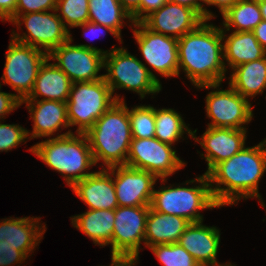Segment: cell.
<instances>
[{
	"mask_svg": "<svg viewBox=\"0 0 266 266\" xmlns=\"http://www.w3.org/2000/svg\"><path fill=\"white\" fill-rule=\"evenodd\" d=\"M265 172L266 138L253 147L245 146L207 173L215 202L222 207L237 204L242 198L256 197L264 208L258 185Z\"/></svg>",
	"mask_w": 266,
	"mask_h": 266,
	"instance_id": "cell-1",
	"label": "cell"
},
{
	"mask_svg": "<svg viewBox=\"0 0 266 266\" xmlns=\"http://www.w3.org/2000/svg\"><path fill=\"white\" fill-rule=\"evenodd\" d=\"M207 21L178 39V76L183 70L195 87L222 83L226 78L222 30Z\"/></svg>",
	"mask_w": 266,
	"mask_h": 266,
	"instance_id": "cell-2",
	"label": "cell"
},
{
	"mask_svg": "<svg viewBox=\"0 0 266 266\" xmlns=\"http://www.w3.org/2000/svg\"><path fill=\"white\" fill-rule=\"evenodd\" d=\"M56 137L48 138L30 147L37 158L48 167L62 175L69 187L94 171H89L95 165L89 141L85 133L76 135L68 130ZM87 170V171H86Z\"/></svg>",
	"mask_w": 266,
	"mask_h": 266,
	"instance_id": "cell-3",
	"label": "cell"
},
{
	"mask_svg": "<svg viewBox=\"0 0 266 266\" xmlns=\"http://www.w3.org/2000/svg\"><path fill=\"white\" fill-rule=\"evenodd\" d=\"M85 135L95 165L99 161H102V168L106 169L126 165L132 135L125 101L115 102Z\"/></svg>",
	"mask_w": 266,
	"mask_h": 266,
	"instance_id": "cell-4",
	"label": "cell"
},
{
	"mask_svg": "<svg viewBox=\"0 0 266 266\" xmlns=\"http://www.w3.org/2000/svg\"><path fill=\"white\" fill-rule=\"evenodd\" d=\"M195 182L199 185L194 187L164 185L158 190L154 189L150 208L163 214L183 217L190 223L203 221L200 210L220 208V206L213 198L207 174L187 180L182 185L195 184Z\"/></svg>",
	"mask_w": 266,
	"mask_h": 266,
	"instance_id": "cell-5",
	"label": "cell"
},
{
	"mask_svg": "<svg viewBox=\"0 0 266 266\" xmlns=\"http://www.w3.org/2000/svg\"><path fill=\"white\" fill-rule=\"evenodd\" d=\"M104 56V79L109 85L116 102H124V98L114 92L116 89H125L139 94L143 99L146 95H155L162 89L157 76L146 64L136 56L130 54L124 47H115L106 50Z\"/></svg>",
	"mask_w": 266,
	"mask_h": 266,
	"instance_id": "cell-6",
	"label": "cell"
},
{
	"mask_svg": "<svg viewBox=\"0 0 266 266\" xmlns=\"http://www.w3.org/2000/svg\"><path fill=\"white\" fill-rule=\"evenodd\" d=\"M116 102L105 79L93 82H74L67 103L70 127L76 133H86Z\"/></svg>",
	"mask_w": 266,
	"mask_h": 266,
	"instance_id": "cell-7",
	"label": "cell"
},
{
	"mask_svg": "<svg viewBox=\"0 0 266 266\" xmlns=\"http://www.w3.org/2000/svg\"><path fill=\"white\" fill-rule=\"evenodd\" d=\"M52 12L42 11L14 16L9 22L18 26V30L22 29L20 26L24 24L27 32L20 35L13 29L11 38L49 55L71 37L70 30L65 27L56 10Z\"/></svg>",
	"mask_w": 266,
	"mask_h": 266,
	"instance_id": "cell-8",
	"label": "cell"
},
{
	"mask_svg": "<svg viewBox=\"0 0 266 266\" xmlns=\"http://www.w3.org/2000/svg\"><path fill=\"white\" fill-rule=\"evenodd\" d=\"M5 56L2 84L9 85L18 93L16 97L23 101L31 94L39 69L48 54L11 38Z\"/></svg>",
	"mask_w": 266,
	"mask_h": 266,
	"instance_id": "cell-9",
	"label": "cell"
},
{
	"mask_svg": "<svg viewBox=\"0 0 266 266\" xmlns=\"http://www.w3.org/2000/svg\"><path fill=\"white\" fill-rule=\"evenodd\" d=\"M150 205L118 206L112 234V258L137 264Z\"/></svg>",
	"mask_w": 266,
	"mask_h": 266,
	"instance_id": "cell-10",
	"label": "cell"
},
{
	"mask_svg": "<svg viewBox=\"0 0 266 266\" xmlns=\"http://www.w3.org/2000/svg\"><path fill=\"white\" fill-rule=\"evenodd\" d=\"M221 83L196 86L199 89H216L206 96V115L211 122L207 127L247 129L253 118L250 100L242 97L230 85L228 89H219Z\"/></svg>",
	"mask_w": 266,
	"mask_h": 266,
	"instance_id": "cell-11",
	"label": "cell"
},
{
	"mask_svg": "<svg viewBox=\"0 0 266 266\" xmlns=\"http://www.w3.org/2000/svg\"><path fill=\"white\" fill-rule=\"evenodd\" d=\"M185 165L186 163L177 156L173 145L161 142L155 137L132 138L126 166L148 171L161 178V183H165L167 177Z\"/></svg>",
	"mask_w": 266,
	"mask_h": 266,
	"instance_id": "cell-12",
	"label": "cell"
},
{
	"mask_svg": "<svg viewBox=\"0 0 266 266\" xmlns=\"http://www.w3.org/2000/svg\"><path fill=\"white\" fill-rule=\"evenodd\" d=\"M70 39L55 48L48 58L74 82H93L104 78L98 72L104 68V51L88 44L72 45Z\"/></svg>",
	"mask_w": 266,
	"mask_h": 266,
	"instance_id": "cell-13",
	"label": "cell"
},
{
	"mask_svg": "<svg viewBox=\"0 0 266 266\" xmlns=\"http://www.w3.org/2000/svg\"><path fill=\"white\" fill-rule=\"evenodd\" d=\"M131 28L143 60L163 77L178 76V39L151 31L142 22Z\"/></svg>",
	"mask_w": 266,
	"mask_h": 266,
	"instance_id": "cell-14",
	"label": "cell"
},
{
	"mask_svg": "<svg viewBox=\"0 0 266 266\" xmlns=\"http://www.w3.org/2000/svg\"><path fill=\"white\" fill-rule=\"evenodd\" d=\"M113 175L118 206L150 205L154 185L159 180L154 174L126 165L107 168Z\"/></svg>",
	"mask_w": 266,
	"mask_h": 266,
	"instance_id": "cell-15",
	"label": "cell"
},
{
	"mask_svg": "<svg viewBox=\"0 0 266 266\" xmlns=\"http://www.w3.org/2000/svg\"><path fill=\"white\" fill-rule=\"evenodd\" d=\"M204 21L194 9L167 1L142 23L151 31L179 39Z\"/></svg>",
	"mask_w": 266,
	"mask_h": 266,
	"instance_id": "cell-16",
	"label": "cell"
},
{
	"mask_svg": "<svg viewBox=\"0 0 266 266\" xmlns=\"http://www.w3.org/2000/svg\"><path fill=\"white\" fill-rule=\"evenodd\" d=\"M197 129L192 131V139L205 151L201 153L207 162V174L219 162L231 158L240 152L246 144L247 129L207 127L203 135L196 136Z\"/></svg>",
	"mask_w": 266,
	"mask_h": 266,
	"instance_id": "cell-17",
	"label": "cell"
},
{
	"mask_svg": "<svg viewBox=\"0 0 266 266\" xmlns=\"http://www.w3.org/2000/svg\"><path fill=\"white\" fill-rule=\"evenodd\" d=\"M40 218H3L0 221V246L20 250L29 258L46 231V224L41 223Z\"/></svg>",
	"mask_w": 266,
	"mask_h": 266,
	"instance_id": "cell-18",
	"label": "cell"
},
{
	"mask_svg": "<svg viewBox=\"0 0 266 266\" xmlns=\"http://www.w3.org/2000/svg\"><path fill=\"white\" fill-rule=\"evenodd\" d=\"M23 103L26 104L30 119L34 121L33 131L27 130L29 140L40 137L51 138L58 130L70 127L66 102L39 99L23 100L21 104Z\"/></svg>",
	"mask_w": 266,
	"mask_h": 266,
	"instance_id": "cell-19",
	"label": "cell"
},
{
	"mask_svg": "<svg viewBox=\"0 0 266 266\" xmlns=\"http://www.w3.org/2000/svg\"><path fill=\"white\" fill-rule=\"evenodd\" d=\"M71 189L90 210H114L118 207L113 175L106 168L94 171L76 182Z\"/></svg>",
	"mask_w": 266,
	"mask_h": 266,
	"instance_id": "cell-20",
	"label": "cell"
},
{
	"mask_svg": "<svg viewBox=\"0 0 266 266\" xmlns=\"http://www.w3.org/2000/svg\"><path fill=\"white\" fill-rule=\"evenodd\" d=\"M220 230L201 222L190 223L182 233L179 243L200 265H216L220 246Z\"/></svg>",
	"mask_w": 266,
	"mask_h": 266,
	"instance_id": "cell-21",
	"label": "cell"
},
{
	"mask_svg": "<svg viewBox=\"0 0 266 266\" xmlns=\"http://www.w3.org/2000/svg\"><path fill=\"white\" fill-rule=\"evenodd\" d=\"M73 82L47 58L40 67L31 94L24 100H56L67 102Z\"/></svg>",
	"mask_w": 266,
	"mask_h": 266,
	"instance_id": "cell-22",
	"label": "cell"
},
{
	"mask_svg": "<svg viewBox=\"0 0 266 266\" xmlns=\"http://www.w3.org/2000/svg\"><path fill=\"white\" fill-rule=\"evenodd\" d=\"M190 224L188 220L176 215H168L149 209L146 221L144 245L152 247L160 244L177 243Z\"/></svg>",
	"mask_w": 266,
	"mask_h": 266,
	"instance_id": "cell-23",
	"label": "cell"
},
{
	"mask_svg": "<svg viewBox=\"0 0 266 266\" xmlns=\"http://www.w3.org/2000/svg\"><path fill=\"white\" fill-rule=\"evenodd\" d=\"M72 226L86 236H88L93 243L104 247L111 246L112 258V234L115 222V209H98L90 210L78 215L70 217Z\"/></svg>",
	"mask_w": 266,
	"mask_h": 266,
	"instance_id": "cell-24",
	"label": "cell"
},
{
	"mask_svg": "<svg viewBox=\"0 0 266 266\" xmlns=\"http://www.w3.org/2000/svg\"><path fill=\"white\" fill-rule=\"evenodd\" d=\"M224 60L231 70L243 63L259 60L266 50L259 44L252 31L235 32L226 36L222 31Z\"/></svg>",
	"mask_w": 266,
	"mask_h": 266,
	"instance_id": "cell-25",
	"label": "cell"
},
{
	"mask_svg": "<svg viewBox=\"0 0 266 266\" xmlns=\"http://www.w3.org/2000/svg\"><path fill=\"white\" fill-rule=\"evenodd\" d=\"M229 85L242 97L254 98L266 89V56L232 69Z\"/></svg>",
	"mask_w": 266,
	"mask_h": 266,
	"instance_id": "cell-26",
	"label": "cell"
},
{
	"mask_svg": "<svg viewBox=\"0 0 266 266\" xmlns=\"http://www.w3.org/2000/svg\"><path fill=\"white\" fill-rule=\"evenodd\" d=\"M221 15L222 31H230V28H235V32L253 31L263 20L259 0H239Z\"/></svg>",
	"mask_w": 266,
	"mask_h": 266,
	"instance_id": "cell-27",
	"label": "cell"
},
{
	"mask_svg": "<svg viewBox=\"0 0 266 266\" xmlns=\"http://www.w3.org/2000/svg\"><path fill=\"white\" fill-rule=\"evenodd\" d=\"M125 19L134 24L131 15L118 0H89V22L110 27L121 36Z\"/></svg>",
	"mask_w": 266,
	"mask_h": 266,
	"instance_id": "cell-28",
	"label": "cell"
},
{
	"mask_svg": "<svg viewBox=\"0 0 266 266\" xmlns=\"http://www.w3.org/2000/svg\"><path fill=\"white\" fill-rule=\"evenodd\" d=\"M185 133L192 138V130L188 128L180 113L172 108H155V138L173 145L182 139Z\"/></svg>",
	"mask_w": 266,
	"mask_h": 266,
	"instance_id": "cell-29",
	"label": "cell"
},
{
	"mask_svg": "<svg viewBox=\"0 0 266 266\" xmlns=\"http://www.w3.org/2000/svg\"><path fill=\"white\" fill-rule=\"evenodd\" d=\"M132 138H153L155 137V108L150 105L134 106L129 110Z\"/></svg>",
	"mask_w": 266,
	"mask_h": 266,
	"instance_id": "cell-30",
	"label": "cell"
},
{
	"mask_svg": "<svg viewBox=\"0 0 266 266\" xmlns=\"http://www.w3.org/2000/svg\"><path fill=\"white\" fill-rule=\"evenodd\" d=\"M56 12L68 30L75 28L89 22V0H57Z\"/></svg>",
	"mask_w": 266,
	"mask_h": 266,
	"instance_id": "cell-31",
	"label": "cell"
},
{
	"mask_svg": "<svg viewBox=\"0 0 266 266\" xmlns=\"http://www.w3.org/2000/svg\"><path fill=\"white\" fill-rule=\"evenodd\" d=\"M149 249L163 266H200L179 243L160 244Z\"/></svg>",
	"mask_w": 266,
	"mask_h": 266,
	"instance_id": "cell-32",
	"label": "cell"
},
{
	"mask_svg": "<svg viewBox=\"0 0 266 266\" xmlns=\"http://www.w3.org/2000/svg\"><path fill=\"white\" fill-rule=\"evenodd\" d=\"M28 139L26 128L19 124H3L0 121V152L15 149Z\"/></svg>",
	"mask_w": 266,
	"mask_h": 266,
	"instance_id": "cell-33",
	"label": "cell"
},
{
	"mask_svg": "<svg viewBox=\"0 0 266 266\" xmlns=\"http://www.w3.org/2000/svg\"><path fill=\"white\" fill-rule=\"evenodd\" d=\"M57 0H17L15 16L21 14L56 10Z\"/></svg>",
	"mask_w": 266,
	"mask_h": 266,
	"instance_id": "cell-34",
	"label": "cell"
},
{
	"mask_svg": "<svg viewBox=\"0 0 266 266\" xmlns=\"http://www.w3.org/2000/svg\"><path fill=\"white\" fill-rule=\"evenodd\" d=\"M76 27H81L83 28V35L86 36V38L89 40V39H94V38H98V36L100 37L101 34L103 35V33L105 31H108L109 33L112 34V36L115 37V39H118V41L120 43H122V37L115 31L113 30L112 28L110 27H107V26H103L101 24H97V23H94V22H85L84 24L82 25H79V26H76ZM106 34V32H105ZM90 36V37H89ZM89 37V38H88Z\"/></svg>",
	"mask_w": 266,
	"mask_h": 266,
	"instance_id": "cell-35",
	"label": "cell"
},
{
	"mask_svg": "<svg viewBox=\"0 0 266 266\" xmlns=\"http://www.w3.org/2000/svg\"><path fill=\"white\" fill-rule=\"evenodd\" d=\"M0 82V89L1 84ZM21 105V101L16 97L15 93H6L0 90V120L4 121L3 119L9 115L12 111L19 108Z\"/></svg>",
	"mask_w": 266,
	"mask_h": 266,
	"instance_id": "cell-36",
	"label": "cell"
},
{
	"mask_svg": "<svg viewBox=\"0 0 266 266\" xmlns=\"http://www.w3.org/2000/svg\"><path fill=\"white\" fill-rule=\"evenodd\" d=\"M26 259L27 257L20 250L0 246V266H13L18 263L20 266Z\"/></svg>",
	"mask_w": 266,
	"mask_h": 266,
	"instance_id": "cell-37",
	"label": "cell"
},
{
	"mask_svg": "<svg viewBox=\"0 0 266 266\" xmlns=\"http://www.w3.org/2000/svg\"><path fill=\"white\" fill-rule=\"evenodd\" d=\"M172 3L184 5L194 9L204 20H211L215 15L204 7L203 0H167ZM202 2V3H201Z\"/></svg>",
	"mask_w": 266,
	"mask_h": 266,
	"instance_id": "cell-38",
	"label": "cell"
},
{
	"mask_svg": "<svg viewBox=\"0 0 266 266\" xmlns=\"http://www.w3.org/2000/svg\"><path fill=\"white\" fill-rule=\"evenodd\" d=\"M167 0H141L140 4V22H142L152 12L162 7Z\"/></svg>",
	"mask_w": 266,
	"mask_h": 266,
	"instance_id": "cell-39",
	"label": "cell"
},
{
	"mask_svg": "<svg viewBox=\"0 0 266 266\" xmlns=\"http://www.w3.org/2000/svg\"><path fill=\"white\" fill-rule=\"evenodd\" d=\"M17 0H0V19L10 21L15 16Z\"/></svg>",
	"mask_w": 266,
	"mask_h": 266,
	"instance_id": "cell-40",
	"label": "cell"
},
{
	"mask_svg": "<svg viewBox=\"0 0 266 266\" xmlns=\"http://www.w3.org/2000/svg\"><path fill=\"white\" fill-rule=\"evenodd\" d=\"M121 6L131 15L133 22H140L141 0H118Z\"/></svg>",
	"mask_w": 266,
	"mask_h": 266,
	"instance_id": "cell-41",
	"label": "cell"
},
{
	"mask_svg": "<svg viewBox=\"0 0 266 266\" xmlns=\"http://www.w3.org/2000/svg\"><path fill=\"white\" fill-rule=\"evenodd\" d=\"M252 32L259 44L266 50V21L262 20Z\"/></svg>",
	"mask_w": 266,
	"mask_h": 266,
	"instance_id": "cell-42",
	"label": "cell"
},
{
	"mask_svg": "<svg viewBox=\"0 0 266 266\" xmlns=\"http://www.w3.org/2000/svg\"><path fill=\"white\" fill-rule=\"evenodd\" d=\"M239 0H203V3L208 6H216L220 13H224L230 6H233Z\"/></svg>",
	"mask_w": 266,
	"mask_h": 266,
	"instance_id": "cell-43",
	"label": "cell"
},
{
	"mask_svg": "<svg viewBox=\"0 0 266 266\" xmlns=\"http://www.w3.org/2000/svg\"><path fill=\"white\" fill-rule=\"evenodd\" d=\"M111 264L109 266H135V264L128 262V261H123L120 259H115L111 258Z\"/></svg>",
	"mask_w": 266,
	"mask_h": 266,
	"instance_id": "cell-44",
	"label": "cell"
},
{
	"mask_svg": "<svg viewBox=\"0 0 266 266\" xmlns=\"http://www.w3.org/2000/svg\"><path fill=\"white\" fill-rule=\"evenodd\" d=\"M259 6L261 9L262 18L266 21V0H259Z\"/></svg>",
	"mask_w": 266,
	"mask_h": 266,
	"instance_id": "cell-45",
	"label": "cell"
},
{
	"mask_svg": "<svg viewBox=\"0 0 266 266\" xmlns=\"http://www.w3.org/2000/svg\"><path fill=\"white\" fill-rule=\"evenodd\" d=\"M200 266H236L235 264H231L230 262L228 263H223V264H216V265H200Z\"/></svg>",
	"mask_w": 266,
	"mask_h": 266,
	"instance_id": "cell-46",
	"label": "cell"
}]
</instances>
